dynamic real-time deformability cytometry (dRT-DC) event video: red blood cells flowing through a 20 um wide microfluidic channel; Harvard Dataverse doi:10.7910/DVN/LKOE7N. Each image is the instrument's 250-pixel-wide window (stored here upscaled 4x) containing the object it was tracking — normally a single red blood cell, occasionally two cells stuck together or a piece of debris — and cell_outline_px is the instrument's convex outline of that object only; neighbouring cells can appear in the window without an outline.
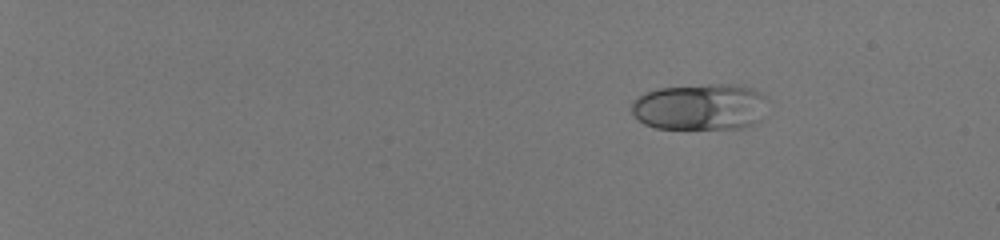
{"species": "human", "species_latin": "Homo sapiens", "temperature_condition": "room temperature", "stored_images_in_passage": 48, "camera_frame_rate_fps": 3000, "um_per_image_px": 0.085, "donor": {"sex": "male"}, "frame": {"image": 1, "passage_image": 1, "time_ms": 0.0, "image_size_px": [1000, 240], "cell_outline_px": [[768, 100], [764, 116], [756, 124], [744, 128], [656, 128], [644, 124], [632, 112], [632, 100], [644, 92], [656, 88], [708, 84], [736, 84], [752, 88], [760, 92]], "centroid_in_image_um": [59.56, 9.07], "position_along_channel_um": 25.4, "area_um2": 37.4}}
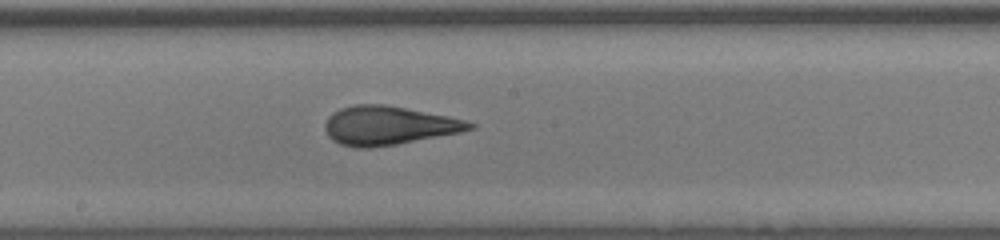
{"frame": {"image": 2, "passage_image": 28, "time_ms": 9.0, "image_size_px": [1000, 240], "cell_outline_px": [[476, 128], [460, 132], [396, 144], [368, 148], [356, 148], [340, 144], [332, 140], [328, 136], [324, 128], [324, 124], [328, 116], [332, 112], [340, 108], [356, 104], [384, 104], [448, 116], [464, 120], [476, 124]], "centroid_in_image_um": [32.98, 10.67], "position_along_channel_um": 215.2, "area_um2": 32.6}}
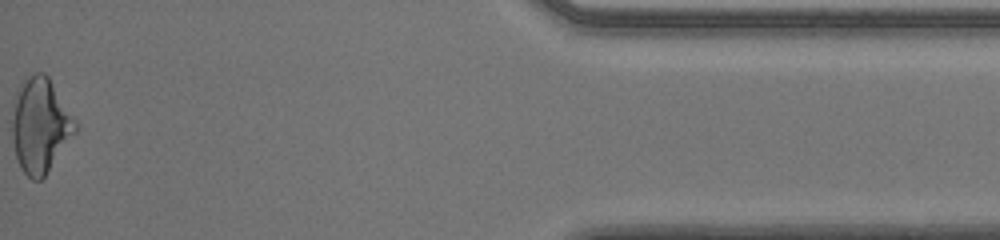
{"frame": {"image": 3, "passage_image": 48, "time_ms": 15.667, "image_size_px": [1000, 240], "cell_outline_px": [[76, 132], [44, 176], [40, 180], [32, 180], [20, 168], [16, 156], [12, 140], [12, 100], [20, 84], [36, 72], [44, 72], [48, 76], [76, 120]], "centroid_in_image_um": [3.4, 10.64], "position_along_channel_um": 431.8, "area_um2": 34.74}, "authors_computed_cell_mechanics": {"area_um2": 32.8015, "velocity_mm_per_s": 4.0957, "shape_relaxation_time_tau1_ms": 5.6187, "shape_relaxation_time_tau2_ms": null, "deformation_change_tau1": 0.1711, "deformation_change_tau2": null}}